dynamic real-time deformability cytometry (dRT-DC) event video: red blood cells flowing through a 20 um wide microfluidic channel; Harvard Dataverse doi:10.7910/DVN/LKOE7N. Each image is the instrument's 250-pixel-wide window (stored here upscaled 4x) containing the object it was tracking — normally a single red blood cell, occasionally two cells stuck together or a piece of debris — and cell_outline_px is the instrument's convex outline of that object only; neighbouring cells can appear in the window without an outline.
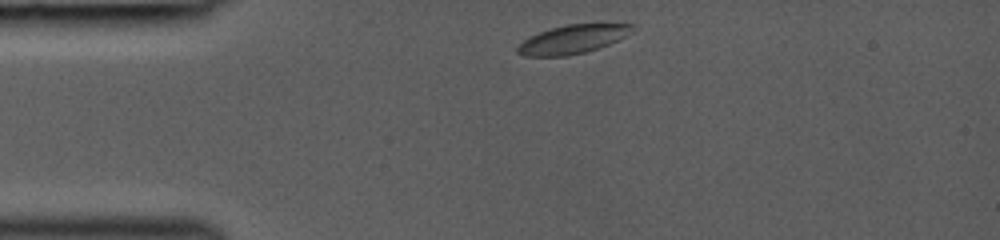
{"species": "common noctule bat (a hibernating species)", "species_latin": "Nyctalus noctula", "temperature_condition": "room temperature", "stored_images_in_passage": 32, "camera_frame_rate_fps": 3000, "um_per_image_px": 0.085, "animal": {"sex": "female", "body_mass_g": 19.0, "forearm_length_mm": 53.3}, "frame": {"image": 1, "passage_image": 1, "time_ms": 0.0, "image_size_px": [1000, 240], "cell_outline_px": [[636, 28], [632, 32], [600, 48], [568, 56], [524, 56], [516, 52], [516, 48], [524, 40], [540, 32], [552, 28], [568, 24], [636, 24]], "centroid_in_image_um": [48.69, 3.34], "position_along_channel_um": 36.3, "area_um2": 18.96}}
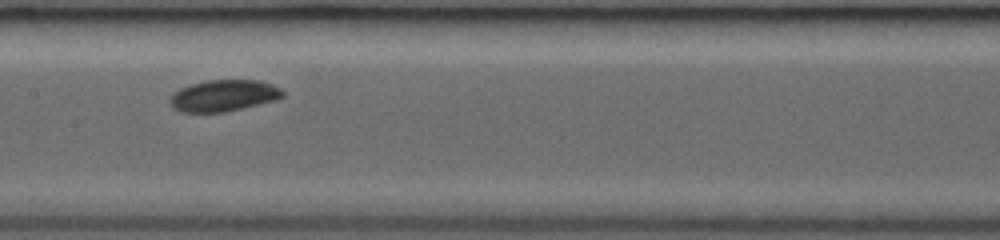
{"frame": {"image": 2, "passage_image": 14, "time_ms": 4.333, "image_size_px": [1000, 240], "cell_outline_px": [[284, 96], [276, 100], [224, 112], [180, 112], [172, 108], [168, 100], [180, 88], [192, 84], [208, 80], [256, 80], [272, 84], [280, 88], [284, 92]], "centroid_in_image_um": [19.0, 8.13], "position_along_channel_um": 188.4, "area_um2": 20.58}}
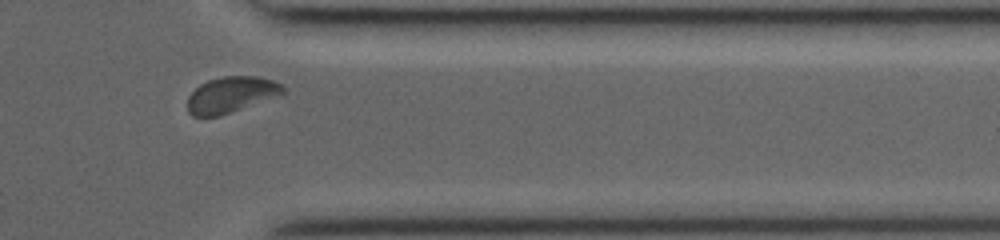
{"frame": {"image": 3, "passage_image": 28, "time_ms": 9.0, "image_size_px": [1000, 240], "cell_outline_px": [[288, 88], [280, 96], [216, 116], [192, 116], [188, 112], [188, 96], [200, 84], [208, 80], [224, 76], [256, 76], [276, 80], [284, 84]], "centroid_in_image_um": [19.71, 8.02], "position_along_channel_um": 391.7, "area_um2": 20.11}}